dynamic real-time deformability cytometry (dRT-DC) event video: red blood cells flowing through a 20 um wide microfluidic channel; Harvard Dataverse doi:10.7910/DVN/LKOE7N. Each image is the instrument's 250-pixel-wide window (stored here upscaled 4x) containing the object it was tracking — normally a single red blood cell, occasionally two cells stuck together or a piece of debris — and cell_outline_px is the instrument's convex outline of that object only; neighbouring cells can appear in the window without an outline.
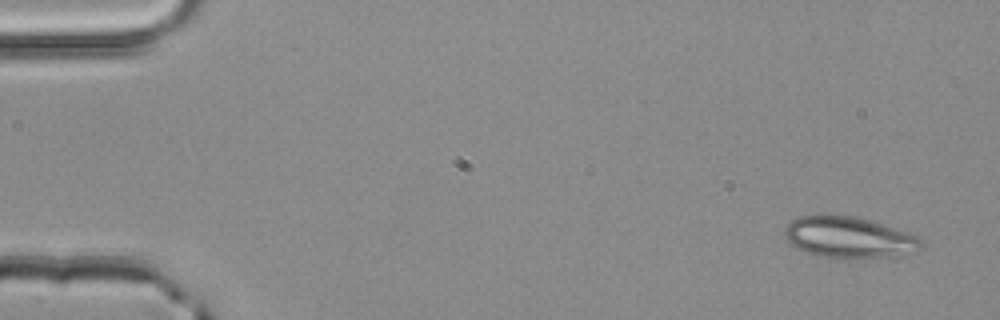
{"species": "common noctule bat (a hibernating species)", "species_latin": "Nyctalus noctula", "temperature_condition": "room temperature", "stored_images_in_passage": 3, "camera_frame_rate_fps": 3000, "um_per_image_px": 0.085, "animal": {"sex": "male", "body_mass_g": 20.4}, "frame": {"image": 1, "passage_image": 1, "time_ms": 0.0, "image_size_px": [1000, 320], "cell_outline_px": [[924, 244], [916, 252], [888, 256], [820, 256], [808, 252], [792, 244], [784, 236], [784, 228], [792, 220], [800, 216], [828, 212], [852, 216], [868, 220], [916, 236]], "centroid_in_image_um": [72.09, 20.11], "position_along_channel_um": 12.9, "area_um2": 31.96}}